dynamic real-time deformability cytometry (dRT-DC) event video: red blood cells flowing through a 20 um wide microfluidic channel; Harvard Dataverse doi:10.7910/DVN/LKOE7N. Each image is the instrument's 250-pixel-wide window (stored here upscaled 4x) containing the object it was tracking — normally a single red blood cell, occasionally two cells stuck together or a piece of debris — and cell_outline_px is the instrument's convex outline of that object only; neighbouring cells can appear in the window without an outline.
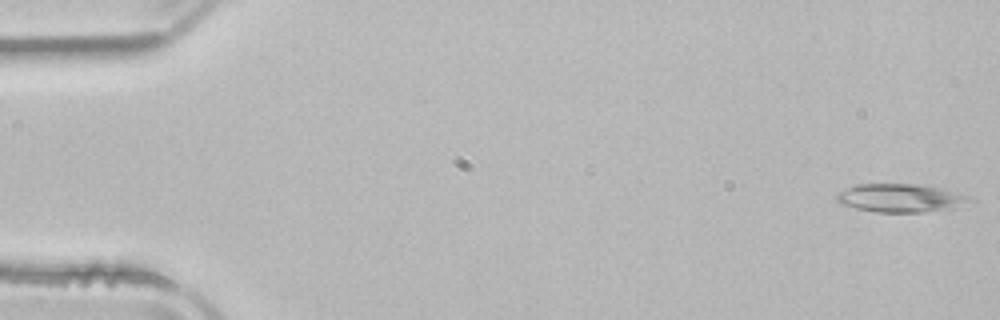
{"species": "common noctule bat (a hibernating species)", "species_latin": "Nyctalus noctula", "temperature_condition": "room temperature", "stored_images_in_passage": 51, "camera_frame_rate_fps": 3000, "um_per_image_px": 0.085, "animal": {"sex": "male", "body_mass_g": 21.5, "forearm_length_mm": 52.0}, "frame": {"image": 1, "passage_image": 1, "time_ms": 0.0, "image_size_px": [1000, 320], "cell_outline_px": [[976, 200], [944, 208], [920, 212], [876, 212], [856, 208], [840, 204], [836, 200], [836, 196], [840, 192], [856, 184], [924, 184], [972, 196]], "centroid_in_image_um": [76.51, 16.81], "position_along_channel_um": 8.5, "area_um2": 21.62}}
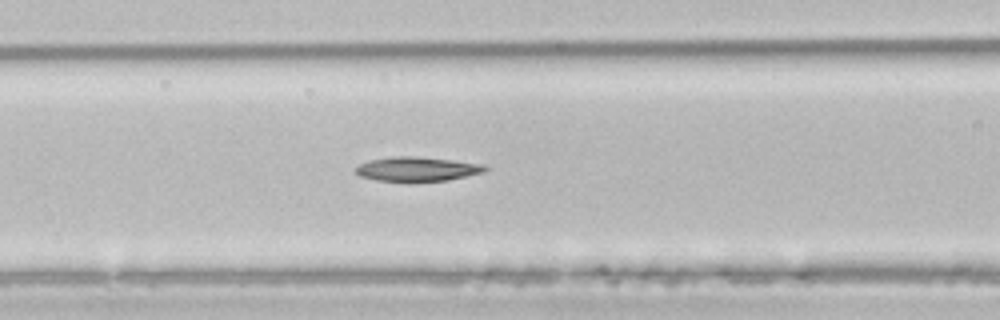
{"frame": {"image": 2, "passage_image": 21, "time_ms": 6.667, "image_size_px": [1000, 320], "cell_outline_px": [[492, 168], [484, 172], [448, 180], [408, 184], [376, 180], [360, 176], [356, 172], [356, 168], [360, 164], [368, 160], [392, 156], [416, 156], [452, 160], [484, 164]], "centroid_in_image_um": [35.47, 14.4], "position_along_channel_um": 131.1, "area_um2": 19.13}}
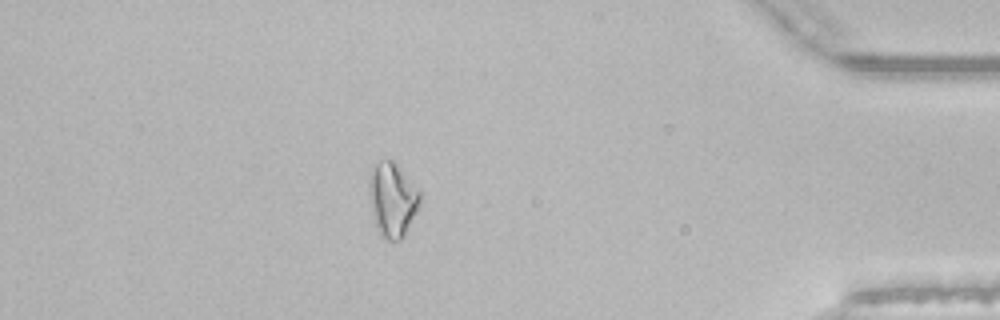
{"frame": {"image": 3, "passage_image": 45, "time_ms": 14.667, "image_size_px": [1000, 320], "cell_outline_px": [[420, 200], [416, 212], [404, 236], [400, 240], [384, 240], [376, 228], [372, 212], [368, 192], [368, 180], [372, 164], [380, 160], [392, 160], [396, 164], [420, 192]], "centroid_in_image_um": [33.31, 16.96], "position_along_channel_um": 401.9, "area_um2": 21.96}, "authors_computed_cell_mechanics": {"area_um2": 19.4208, "velocity_mm_per_s": 3.926, "shape_relaxation_time_tau1_ms": 10.0741, "shape_relaxation_time_tau2_ms": null, "deformation_change_tau1": 0.211, "deformation_change_tau2": null}}